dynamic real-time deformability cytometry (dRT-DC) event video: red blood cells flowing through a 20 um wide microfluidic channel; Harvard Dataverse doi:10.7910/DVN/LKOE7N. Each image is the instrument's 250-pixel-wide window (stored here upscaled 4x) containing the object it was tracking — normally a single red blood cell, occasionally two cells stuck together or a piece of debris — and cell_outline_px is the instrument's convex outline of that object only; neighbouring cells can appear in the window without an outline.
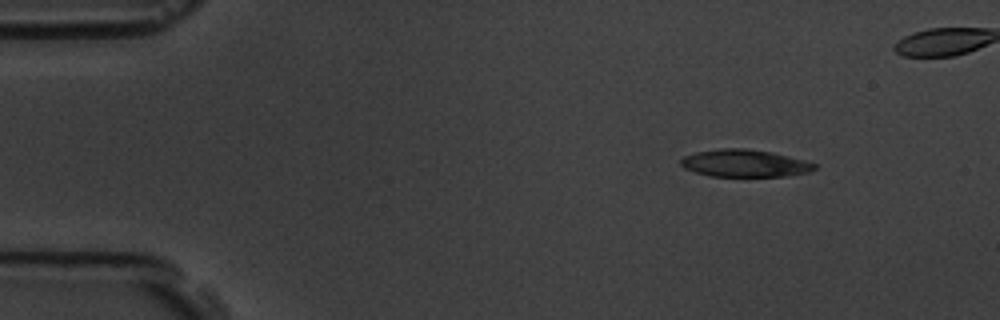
{"species": "common noctule bat (a hibernating species)", "species_latin": "Nyctalus noctula", "temperature_condition": "room temperature", "stored_images_in_passage": 44, "camera_frame_rate_fps": 3000, "um_per_image_px": 0.085, "animal": {"sex": "male", "body_mass_g": 19.5, "forearm_length_mm": 54.6}, "frame": {"image": 1, "passage_image": 1, "time_ms": 0.0, "image_size_px": [1000, 320], "cell_outline_px": [[820, 164], [816, 168], [808, 172], [784, 176], [712, 176], [696, 172], [684, 168], [680, 164], [680, 160], [684, 156], [696, 152], [720, 148], [744, 148], [772, 152]], "centroid_in_image_um": [63.31, 13.87], "position_along_channel_um": 21.7, "area_um2": 21.27}}
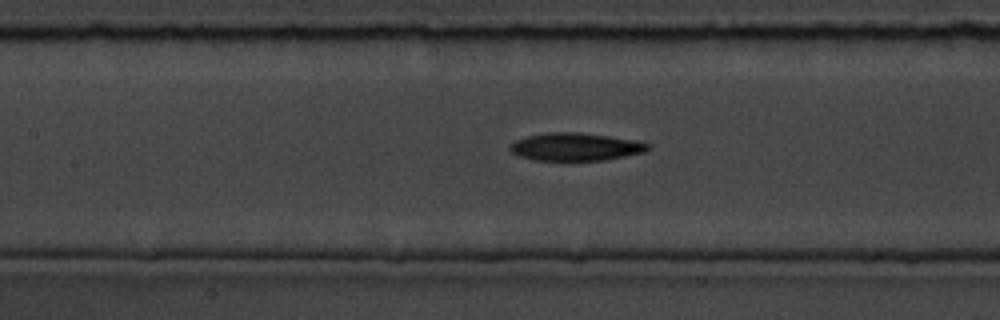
{"frame": {"image": 2, "passage_image": 19, "time_ms": 6.0, "image_size_px": [1000, 320], "cell_outline_px": [[652, 148], [644, 152], [604, 160], [536, 160], [520, 156], [512, 152], [508, 148], [516, 140], [528, 136], [548, 132], [580, 132], [636, 140], [652, 144]], "centroid_in_image_um": [48.97, 12.47], "position_along_channel_um": 158.4, "area_um2": 22.25}}
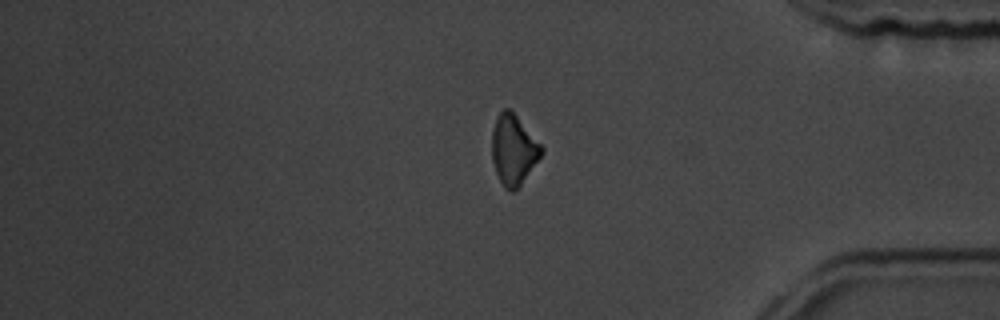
{"frame": {"image": 3, "passage_image": 40, "time_ms": 13.0, "image_size_px": [1000, 320], "cell_outline_px": [[544, 152], [520, 184], [512, 192], [504, 188], [496, 172], [492, 160], [492, 132], [496, 116], [504, 108], [508, 108], [516, 116], [544, 148]], "centroid_in_image_um": [43.63, 12.72], "position_along_channel_um": 391.6, "area_um2": 19.83}}